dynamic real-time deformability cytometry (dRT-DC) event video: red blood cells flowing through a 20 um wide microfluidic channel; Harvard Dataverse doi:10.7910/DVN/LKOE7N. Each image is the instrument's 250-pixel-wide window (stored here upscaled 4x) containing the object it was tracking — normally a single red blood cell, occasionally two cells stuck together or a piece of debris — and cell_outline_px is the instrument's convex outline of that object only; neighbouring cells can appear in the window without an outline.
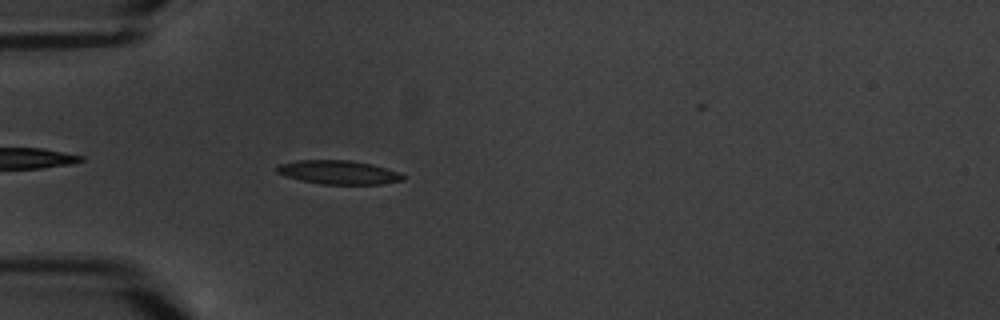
{"species": "common noctule bat (a hibernating species)", "species_latin": "Nyctalus noctula", "temperature_condition": "warm", "stored_images_in_passage": 5, "camera_frame_rate_fps": 3000, "um_per_image_px": 0.085, "animal": {"sex": "male", "body_mass_g": 20.1, "forearm_length_mm": 53.5}, "frame": {"image": 1, "passage_image": 5, "time_ms": 4.667, "image_size_px": [1000, 320], "cell_outline_px": [[404, 180], [380, 184], [320, 184], [300, 180], [284, 176], [276, 172], [276, 164], [296, 160], [352, 160], [372, 164], [400, 172], [404, 176]], "centroid_in_image_um": [28.73, 14.64], "position_along_channel_um": 56.3, "area_um2": 17.69}}